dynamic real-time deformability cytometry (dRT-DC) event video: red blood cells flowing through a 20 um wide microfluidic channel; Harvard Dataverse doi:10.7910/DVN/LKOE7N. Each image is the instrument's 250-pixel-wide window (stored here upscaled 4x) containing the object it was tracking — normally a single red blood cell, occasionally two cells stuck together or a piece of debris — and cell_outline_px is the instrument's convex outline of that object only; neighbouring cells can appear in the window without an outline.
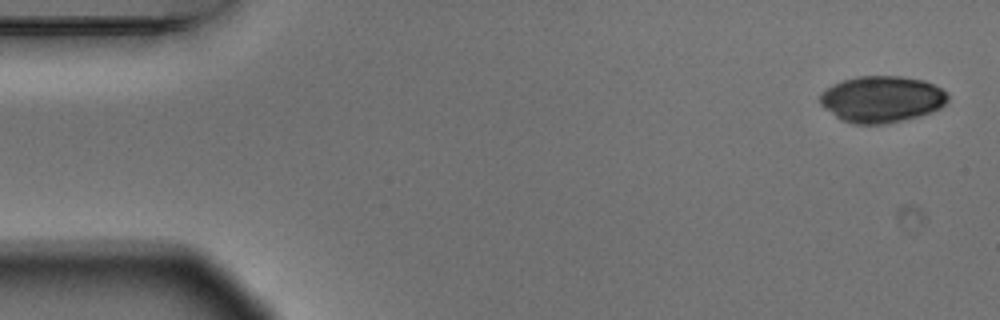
{"species": "Egyptian fruit bat (a non-hibernating species)", "species_latin": "Rousettus aegyptiacus", "temperature_condition": "warm", "stored_images_in_passage": 7, "camera_frame_rate_fps": 3000, "um_per_image_px": 0.085, "animal": {"sex": "male"}, "frame": {"image": 1, "passage_image": 1, "time_ms": 0.0, "image_size_px": [1000, 320], "cell_outline_px": [[948, 100], [940, 108], [932, 112], [920, 116], [884, 124], [852, 124], [840, 120], [824, 108], [820, 104], [820, 92], [832, 84], [856, 76], [900, 76], [924, 80], [940, 88], [948, 96]], "centroid_in_image_um": [74.91, 8.43], "position_along_channel_um": 10.1, "area_um2": 34.74}}
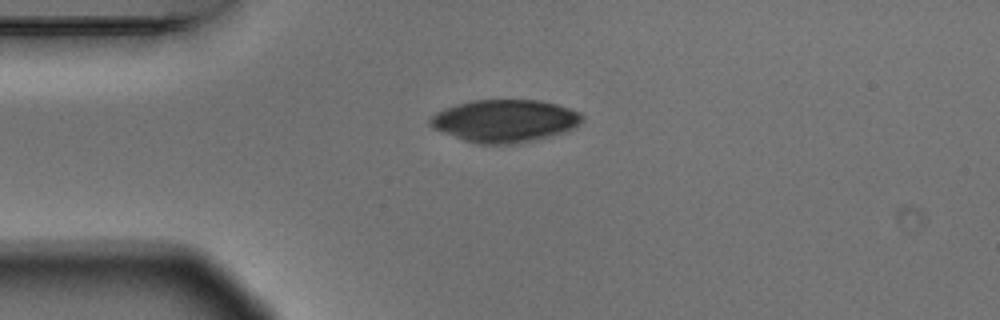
{"frame": {"image": 2, "passage_image": 4, "time_ms": 1.0, "image_size_px": [1000, 320], "cell_outline_px": [[584, 116], [572, 128], [564, 132], [516, 144], [480, 144], [464, 140], [432, 128], [428, 124], [428, 120], [436, 112], [444, 108], [456, 104], [472, 100], [540, 100], [556, 104], [580, 112]], "centroid_in_image_um": [42.85, 10.26], "position_along_channel_um": 42.1, "area_um2": 37.45}}